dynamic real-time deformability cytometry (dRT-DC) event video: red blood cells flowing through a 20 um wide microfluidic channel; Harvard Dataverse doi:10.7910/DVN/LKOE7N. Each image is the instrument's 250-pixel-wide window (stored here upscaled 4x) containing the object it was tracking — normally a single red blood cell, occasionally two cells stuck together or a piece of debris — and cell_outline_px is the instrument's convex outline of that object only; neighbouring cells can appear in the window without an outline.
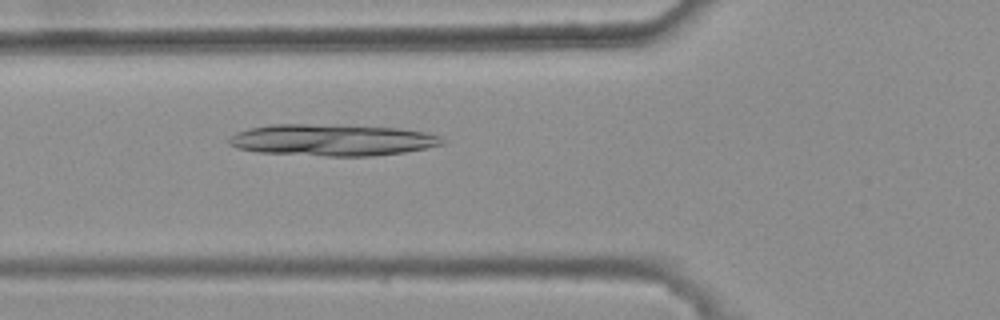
{"species": "common noctule bat (a hibernating species)", "species_latin": "Nyctalus noctula", "temperature_condition": "warm", "stored_images_in_passage": 5, "camera_frame_rate_fps": 3000, "um_per_image_px": 0.085, "animal": {"sex": "female", "body_mass_g": 25.1}, "frame": {"image": 1, "passage_image": 5, "time_ms": 1.333, "image_size_px": [1000, 320], "cell_outline_px": [[444, 144], [404, 152], [372, 156], [324, 156], [256, 152], [236, 148], [228, 144], [228, 140], [236, 132], [248, 128], [272, 124], [340, 124], [400, 128], [428, 132], [440, 136], [444, 140]], "centroid_in_image_um": [28.23, 11.89], "position_along_channel_um": 97.6, "area_um2": 39.82}}